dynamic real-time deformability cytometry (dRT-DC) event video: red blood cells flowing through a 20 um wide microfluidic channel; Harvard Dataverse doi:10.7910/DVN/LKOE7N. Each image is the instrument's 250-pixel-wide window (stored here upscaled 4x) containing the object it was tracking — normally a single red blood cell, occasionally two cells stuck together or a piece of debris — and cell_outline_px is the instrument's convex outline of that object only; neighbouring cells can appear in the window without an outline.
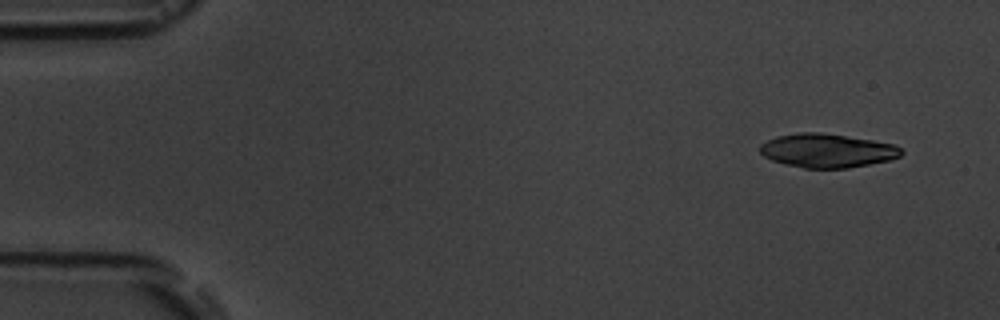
{"species": "common noctule bat (a hibernating species)", "species_latin": "Nyctalus noctula", "temperature_condition": "room temperature", "stored_images_in_passage": 5, "camera_frame_rate_fps": 3000, "um_per_image_px": 0.085, "animal": {"sex": "male", "body_mass_g": 19.5, "forearm_length_mm": 54.6}, "frame": {"image": 1, "passage_image": 1, "time_ms": 0.0, "image_size_px": [1000, 320], "cell_outline_px": [[904, 152], [900, 156], [888, 160], [848, 168], [804, 168], [784, 164], [772, 160], [764, 156], [760, 152], [760, 144], [776, 136], [800, 132], [820, 132], [872, 140], [896, 144]], "centroid_in_image_um": [70.3, 12.8], "position_along_channel_um": 14.7, "area_um2": 27.8}}
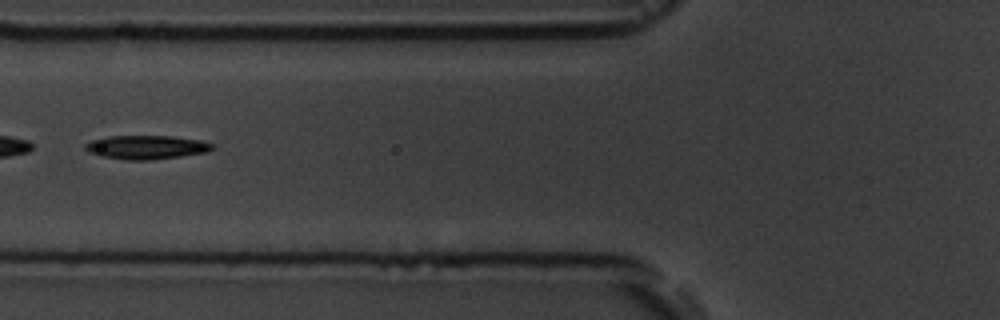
{"frame": {"image": 2, "passage_image": 5, "time_ms": 6.0, "image_size_px": [1000, 320], "cell_outline_px": [[212, 148], [208, 152], [180, 156], [148, 160], [128, 160], [100, 156], [88, 152], [84, 148], [84, 144], [92, 140], [104, 136], [172, 136], [204, 140], [212, 144]], "centroid_in_image_um": [12.41, 12.5], "position_along_channel_um": 113.4, "area_um2": 17.69}}